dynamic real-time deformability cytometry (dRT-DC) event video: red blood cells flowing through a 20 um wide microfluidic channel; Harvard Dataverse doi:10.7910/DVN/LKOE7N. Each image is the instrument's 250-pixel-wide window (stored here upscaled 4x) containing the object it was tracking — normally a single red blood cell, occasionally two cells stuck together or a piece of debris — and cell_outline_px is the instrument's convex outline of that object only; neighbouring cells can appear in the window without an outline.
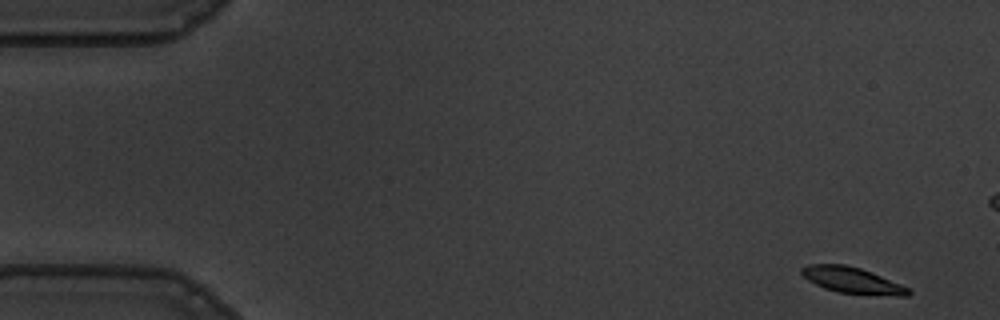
{"species": "common noctule bat (a hibernating species)", "species_latin": "Nyctalus noctula", "temperature_condition": "warm", "stored_images_in_passage": 16, "camera_frame_rate_fps": 3000, "um_per_image_px": 0.085, "animal": {"sex": "male", "body_mass_g": 19.5, "forearm_length_mm": 54.6}, "frame": {"image": 1, "passage_image": 1, "time_ms": 0.0, "image_size_px": [1000, 320], "cell_outline_px": [[912, 292], [908, 296], [900, 296], [836, 292], [824, 288], [808, 280], [800, 272], [800, 268], [808, 264], [844, 264], [860, 268], [872, 272], [900, 284], [908, 288]], "centroid_in_image_um": [72.42, 23.82], "position_along_channel_um": 12.6, "area_um2": 16.13}}